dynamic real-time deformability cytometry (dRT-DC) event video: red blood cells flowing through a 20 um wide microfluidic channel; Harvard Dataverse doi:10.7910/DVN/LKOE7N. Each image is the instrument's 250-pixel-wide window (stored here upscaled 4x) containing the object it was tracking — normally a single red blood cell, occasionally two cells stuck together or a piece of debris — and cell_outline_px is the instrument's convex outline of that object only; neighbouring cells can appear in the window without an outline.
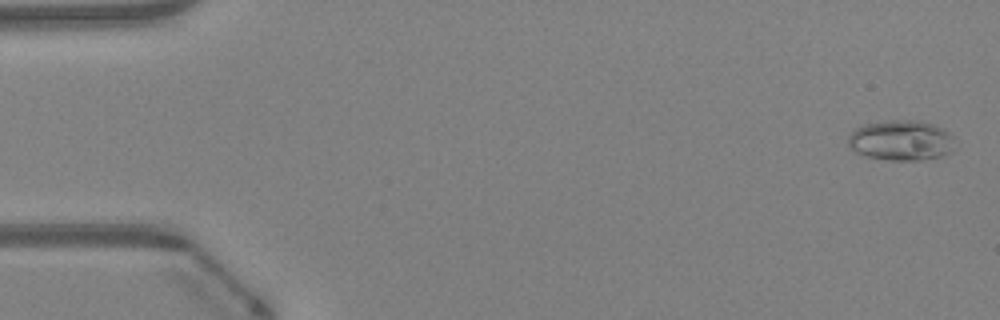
{"species": "Egyptian fruit bat (a non-hibernating species)", "species_latin": "Rousettus aegyptiacus", "temperature_condition": "warm", "stored_images_in_passage": 48, "camera_frame_rate_fps": 3000, "um_per_image_px": 0.085, "animal": {"sex": "female"}, "frame": {"image": 1, "passage_image": 2, "time_ms": 0.333, "image_size_px": [1000, 320], "cell_outline_px": [[952, 152], [940, 156], [920, 160], [888, 160], [864, 156], [856, 152], [848, 144], [848, 136], [856, 128], [864, 124], [892, 120], [916, 120], [932, 124], [944, 128], [952, 136]], "centroid_in_image_um": [76.57, 11.93], "position_along_channel_um": 8.4, "area_um2": 24.97}}
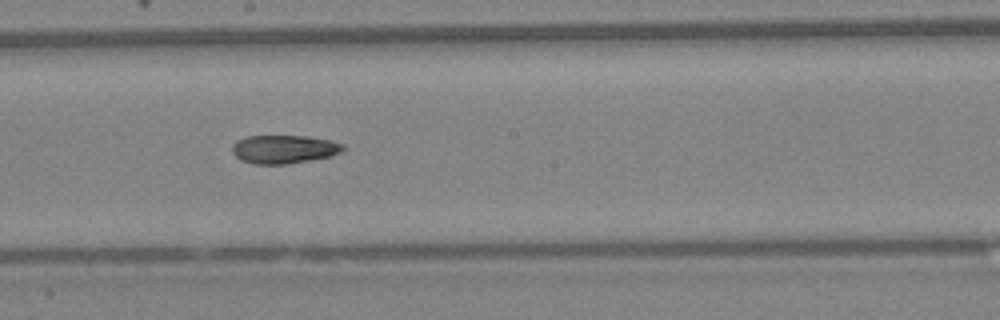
{"frame": {"image": 2, "passage_image": 27, "time_ms": 8.667, "image_size_px": [1000, 320], "cell_outline_px": [[344, 148], [340, 152], [332, 156], [288, 164], [252, 164], [240, 160], [232, 152], [232, 144], [236, 140], [244, 136], [308, 136], [332, 140], [344, 144]], "centroid_in_image_um": [24.12, 12.68], "position_along_channel_um": 224.1, "area_um2": 18.61}}
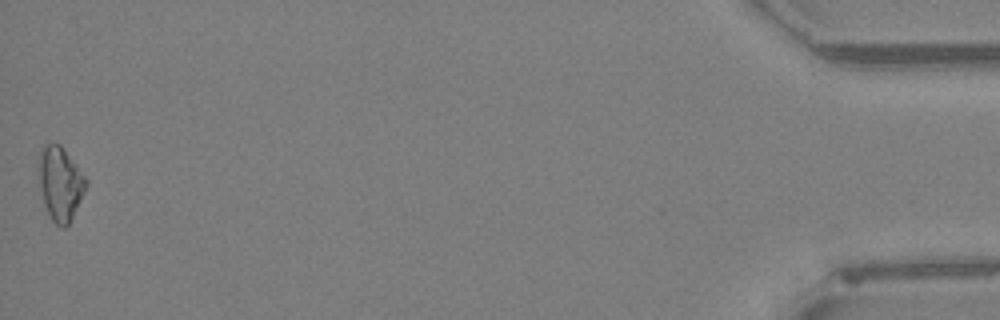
{"frame": {"image": 3, "passage_image": 48, "time_ms": 15.667, "image_size_px": [1000, 320], "cell_outline_px": [[88, 184], [68, 224], [64, 228], [60, 228], [52, 220], [44, 204], [40, 188], [40, 152], [44, 144], [60, 144], [76, 164], [88, 180]], "centroid_in_image_um": [5.14, 15.6], "position_along_channel_um": 430.1, "area_um2": 19.83}, "authors_computed_cell_mechanics": {"area_um2": 19.1896, "velocity_mm_per_s": 4.3142, "shape_relaxation_time_tau1_ms": null, "shape_relaxation_time_tau2_ms": 3.7173, "deformation_change_tau1": null, "deformation_change_tau2": 0.0929}}